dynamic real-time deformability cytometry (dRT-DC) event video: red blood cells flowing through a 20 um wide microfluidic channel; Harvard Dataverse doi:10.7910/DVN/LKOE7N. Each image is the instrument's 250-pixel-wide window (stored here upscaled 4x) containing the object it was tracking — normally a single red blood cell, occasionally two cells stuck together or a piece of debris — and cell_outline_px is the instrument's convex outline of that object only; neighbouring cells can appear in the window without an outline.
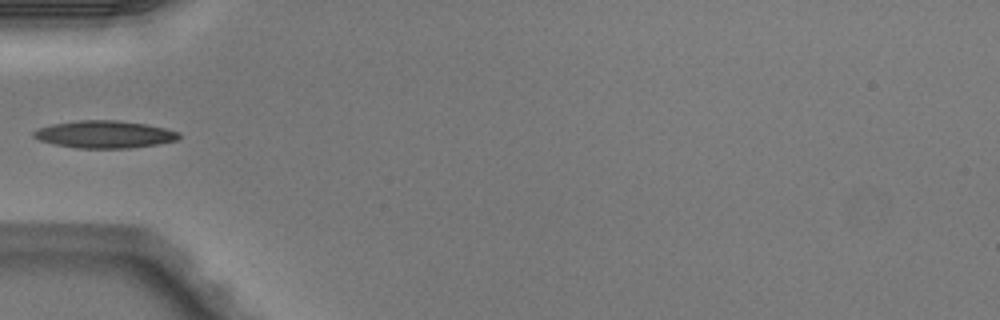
{"species": "Egyptian fruit bat (a non-hibernating species)", "species_latin": "Rousettus aegyptiacus", "temperature_condition": "warm", "stored_images_in_passage": 4, "camera_frame_rate_fps": 3000, "um_per_image_px": 0.085, "animal": {"sex": "male"}, "frame": {"image": 1, "passage_image": 4, "time_ms": 1.0, "image_size_px": [1000, 320], "cell_outline_px": [[180, 136], [176, 140], [156, 144], [128, 148], [80, 148], [56, 144], [40, 140], [32, 136], [32, 132], [40, 128], [52, 124], [76, 120], [116, 120], [148, 124], [180, 132]], "centroid_in_image_um": [8.89, 11.41], "position_along_channel_um": 76.1, "area_um2": 23.0}}